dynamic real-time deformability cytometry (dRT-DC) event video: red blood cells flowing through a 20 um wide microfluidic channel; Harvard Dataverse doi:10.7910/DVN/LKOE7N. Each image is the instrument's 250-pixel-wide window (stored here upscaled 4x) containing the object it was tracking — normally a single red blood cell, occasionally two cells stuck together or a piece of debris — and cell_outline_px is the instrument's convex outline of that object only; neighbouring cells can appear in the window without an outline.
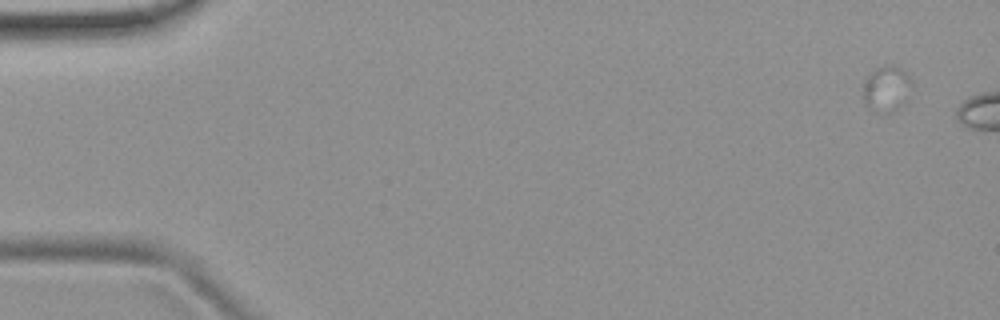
{"species": "common noctule bat (a hibernating species)", "species_latin": "Nyctalus noctula", "temperature_condition": "room temperature", "stored_images_in_passage": 3, "camera_frame_rate_fps": 3000, "um_per_image_px": 0.085, "animal": {"sex": "female", "body_mass_g": 19.9}, "frame": {"image": 1, "passage_image": 1, "time_ms": 0.0, "image_size_px": [1000, 320], "cell_outline_px": [[912, 84], [896, 108], [892, 112], [880, 112], [872, 108], [860, 96], [868, 76], [876, 68], [900, 68], [912, 80]], "centroid_in_image_um": [75.3, 7.55], "position_along_channel_um": 9.7, "area_um2": 11.85}}